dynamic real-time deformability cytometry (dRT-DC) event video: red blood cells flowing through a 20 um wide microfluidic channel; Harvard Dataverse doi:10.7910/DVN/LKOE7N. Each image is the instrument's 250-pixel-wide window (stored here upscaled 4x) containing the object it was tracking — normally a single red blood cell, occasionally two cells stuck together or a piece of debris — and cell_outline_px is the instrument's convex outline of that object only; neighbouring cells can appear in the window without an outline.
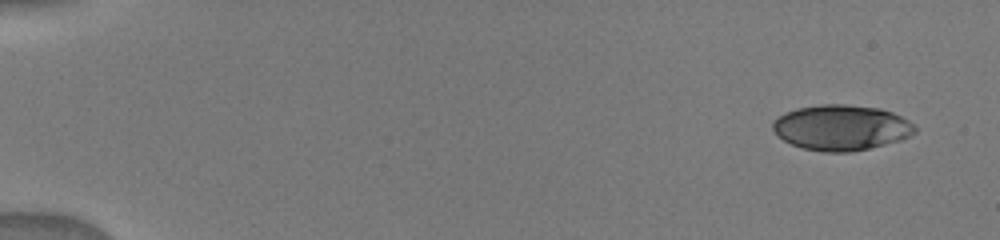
{"species": "human", "species_latin": "Homo sapiens", "temperature_condition": "warm", "stored_images_in_passage": 7, "camera_frame_rate_fps": 3000, "um_per_image_px": 0.085, "donor": {"sex": "male"}, "frame": {"image": 1, "passage_image": 1, "time_ms": 0.0, "image_size_px": [1000, 240], "cell_outline_px": [[916, 132], [900, 140], [852, 152], [824, 152], [804, 148], [792, 144], [784, 140], [772, 128], [772, 120], [784, 112], [796, 108], [820, 104], [844, 104], [880, 108], [892, 112], [908, 120], [916, 128]], "centroid_in_image_um": [71.48, 10.83], "position_along_channel_um": 13.5, "area_um2": 37.57}}
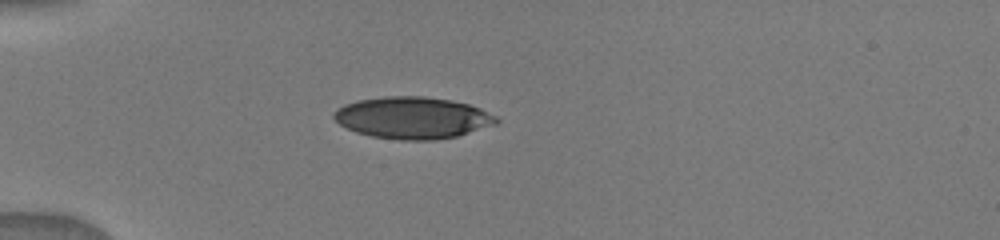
{"frame": {"image": 2, "passage_image": 5, "time_ms": 4.0, "image_size_px": [1000, 240], "cell_outline_px": [[500, 124], [456, 136], [436, 140], [400, 140], [372, 136], [356, 132], [340, 124], [332, 116], [332, 112], [336, 108], [344, 104], [360, 100], [384, 96], [424, 96], [448, 100], [468, 104], [480, 108], [496, 116], [500, 120]], "centroid_in_image_um": [35.09, 10.01], "position_along_channel_um": 49.9, "area_um2": 39.71}}
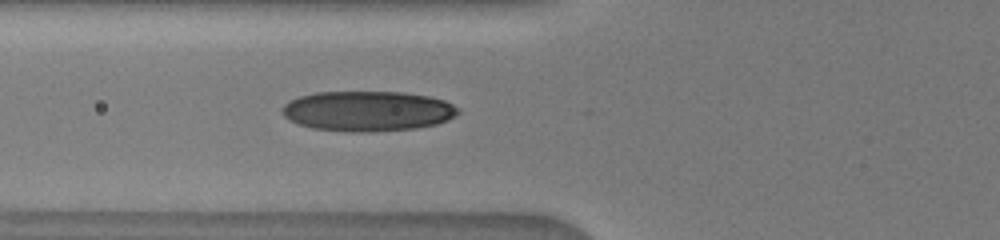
{"frame": {"image": 3, "passage_image": 7, "time_ms": 5.667, "image_size_px": [1000, 240], "cell_outline_px": [[460, 112], [456, 116], [448, 120], [436, 124], [416, 128], [360, 132], [312, 128], [288, 120], [280, 112], [280, 108], [284, 104], [300, 96], [316, 92], [404, 92], [428, 96], [444, 100], [460, 108]], "centroid_in_image_um": [31.26, 9.43], "position_along_channel_um": 94.5, "area_um2": 41.15}}